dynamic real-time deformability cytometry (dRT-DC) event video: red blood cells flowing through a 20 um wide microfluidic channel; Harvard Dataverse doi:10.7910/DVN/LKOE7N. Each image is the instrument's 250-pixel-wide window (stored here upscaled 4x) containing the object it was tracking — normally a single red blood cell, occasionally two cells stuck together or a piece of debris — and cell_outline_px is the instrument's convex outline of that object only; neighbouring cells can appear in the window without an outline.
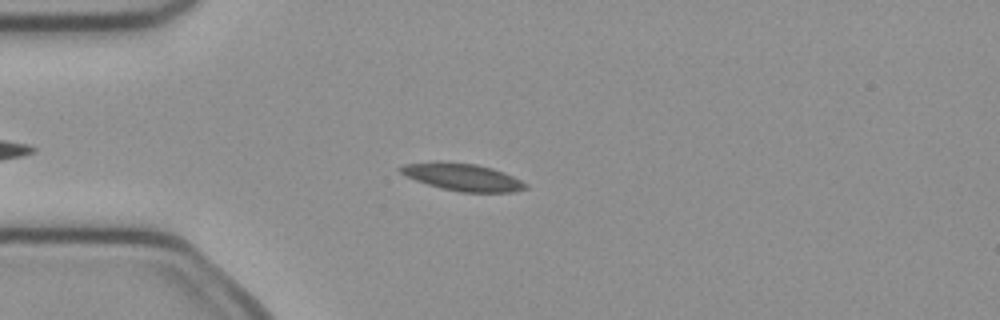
{"species": "common noctule bat (a hibernating species)", "species_latin": "Nyctalus noctula", "temperature_condition": "cold", "stored_images_in_passage": 42, "camera_frame_rate_fps": 3000, "um_per_image_px": 0.085, "animal": {"sex": "female", "body_mass_g": 21.9}, "frame": {"image": 1, "passage_image": 8, "time_ms": 2.333, "image_size_px": [1000, 320], "cell_outline_px": [[528, 188], [516, 192], [460, 192], [440, 188], [416, 180], [400, 172], [396, 168], [404, 164], [432, 160], [436, 160], [476, 164], [492, 168], [504, 172], [528, 184]], "centroid_in_image_um": [39.3, 15.03], "position_along_channel_um": 45.7, "area_um2": 20.17}}
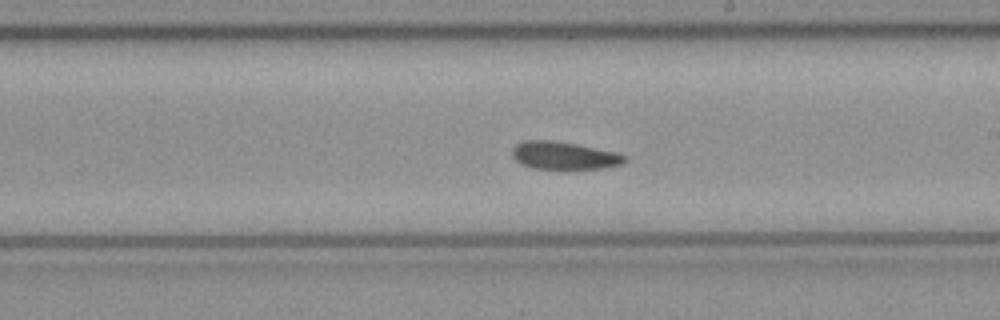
{"frame": {"image": 2, "passage_image": 24, "time_ms": 7.667, "image_size_px": [1000, 320], "cell_outline_px": [[628, 160], [620, 164], [608, 168], [564, 172], [560, 172], [532, 168], [520, 164], [512, 156], [512, 148], [516, 144], [524, 140], [556, 140], [616, 152], [628, 156]], "centroid_in_image_um": [47.96, 13.28], "position_along_channel_um": 241.0, "area_um2": 19.36}}
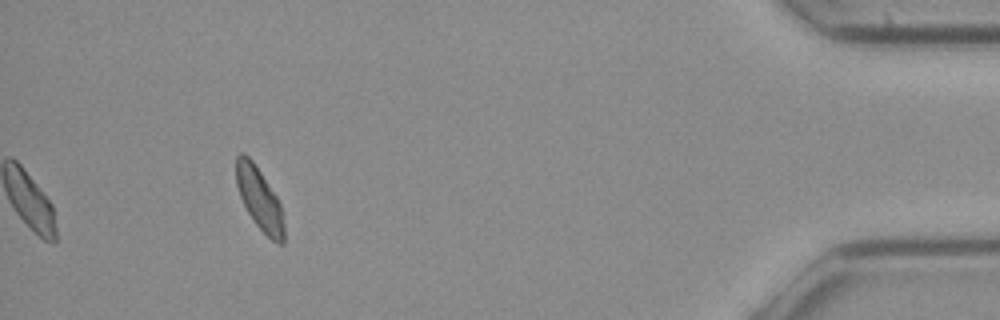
{"frame": {"image": 3, "passage_image": 42, "time_ms": 13.667, "image_size_px": [1000, 320], "cell_outline_px": [[284, 244], [280, 244], [272, 240], [256, 224], [248, 212], [240, 196], [236, 184], [236, 156], [240, 152], [244, 152], [252, 160], [276, 196], [280, 204], [284, 224]], "centroid_in_image_um": [22.04, 16.89], "position_along_channel_um": 413.2, "area_um2": 17.05}, "authors_computed_cell_mechanics": {"area_um2": 18.8428, "velocity_mm_per_s": 3.984, "shape_relaxation_time_tau1_ms": null, "shape_relaxation_time_tau2_ms": 11.3773, "deformation_change_tau1": null, "deformation_change_tau2": 0.1684}}